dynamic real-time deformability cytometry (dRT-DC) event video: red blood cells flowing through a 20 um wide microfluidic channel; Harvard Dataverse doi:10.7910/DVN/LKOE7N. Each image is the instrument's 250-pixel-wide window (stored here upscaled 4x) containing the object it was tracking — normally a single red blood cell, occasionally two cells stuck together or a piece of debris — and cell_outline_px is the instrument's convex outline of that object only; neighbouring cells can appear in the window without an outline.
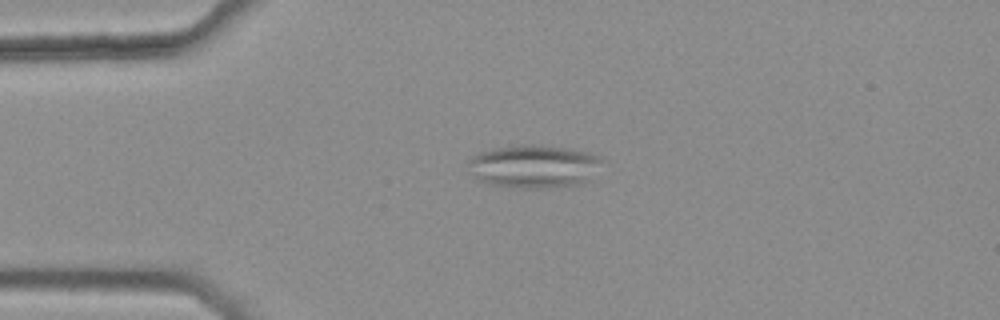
{"species": "common noctule bat (a hibernating species)", "species_latin": "Nyctalus noctula", "temperature_condition": "warm", "stored_images_in_passage": 5, "camera_frame_rate_fps": 3000, "um_per_image_px": 0.085, "animal": {"sex": "female", "body_mass_g": 25.1}, "frame": {"image": 1, "passage_image": 4, "time_ms": 1.0, "image_size_px": [1000, 320], "cell_outline_px": [[604, 160], [592, 180], [584, 184], [548, 188], [516, 188], [492, 184], [480, 180], [468, 172], [468, 160], [472, 156], [480, 152], [492, 148], [524, 144], [540, 144], [588, 152], [600, 156]], "centroid_in_image_um": [45.42, 14.14], "position_along_channel_um": 39.6, "area_um2": 34.28}}